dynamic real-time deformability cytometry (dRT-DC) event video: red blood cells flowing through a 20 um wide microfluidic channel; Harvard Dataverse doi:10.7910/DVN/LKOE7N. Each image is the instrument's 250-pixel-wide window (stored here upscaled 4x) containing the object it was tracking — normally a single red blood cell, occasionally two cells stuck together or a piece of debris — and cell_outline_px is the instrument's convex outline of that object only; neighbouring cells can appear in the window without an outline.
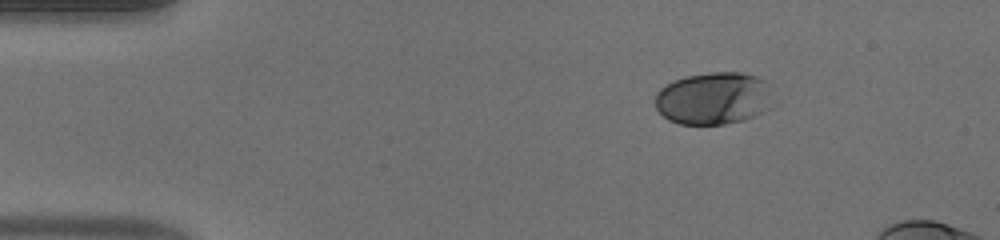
{"species": "human", "species_latin": "Homo sapiens", "temperature_condition": "warm", "stored_images_in_passage": 43, "camera_frame_rate_fps": 3000, "um_per_image_px": 0.085, "donor": {"sex": "male"}, "frame": {"image": 1, "passage_image": 1, "time_ms": 0.0, "image_size_px": [1000, 240], "cell_outline_px": [[768, 84], [760, 112], [744, 120], [724, 124], [680, 124], [668, 120], [656, 108], [656, 92], [660, 88], [672, 80], [684, 76], [712, 72], [740, 72], [756, 76], [768, 80]], "centroid_in_image_um": [60.5, 8.34], "position_along_channel_um": 24.5, "area_um2": 35.08}}
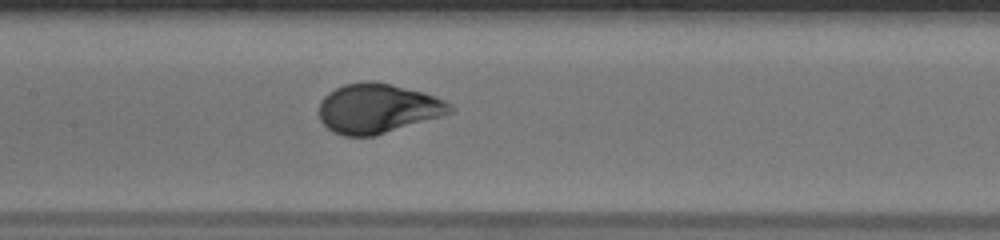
{"frame": {"image": 2, "passage_image": 19, "time_ms": 6.0, "image_size_px": [1000, 240], "cell_outline_px": [[452, 112], [444, 116], [372, 136], [344, 136], [332, 132], [320, 120], [320, 100], [328, 92], [344, 84], [368, 80], [372, 80], [392, 84], [424, 92], [436, 96], [452, 104]], "centroid_in_image_um": [32.11, 9.2], "position_along_channel_um": 175.3, "area_um2": 38.03}}
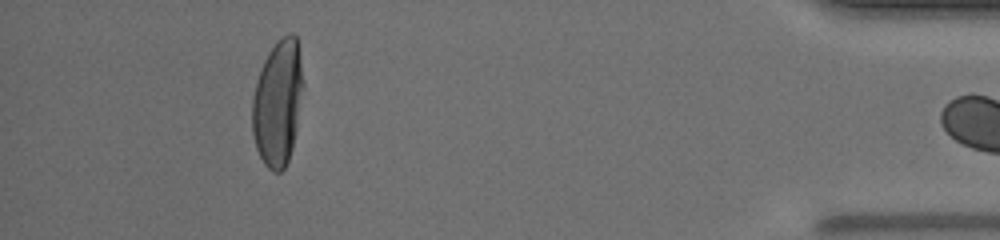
{"frame": {"image": 3, "passage_image": 42, "time_ms": 13.667, "image_size_px": [1000, 240], "cell_outline_px": [[304, 88], [292, 148], [288, 160], [284, 168], [280, 172], [272, 172], [264, 164], [256, 148], [252, 132], [252, 96], [256, 80], [260, 68], [268, 52], [276, 40], [288, 32], [292, 32], [296, 36], [304, 84]], "centroid_in_image_um": [23.6, 8.71], "position_along_channel_um": 411.6, "area_um2": 37.74}}